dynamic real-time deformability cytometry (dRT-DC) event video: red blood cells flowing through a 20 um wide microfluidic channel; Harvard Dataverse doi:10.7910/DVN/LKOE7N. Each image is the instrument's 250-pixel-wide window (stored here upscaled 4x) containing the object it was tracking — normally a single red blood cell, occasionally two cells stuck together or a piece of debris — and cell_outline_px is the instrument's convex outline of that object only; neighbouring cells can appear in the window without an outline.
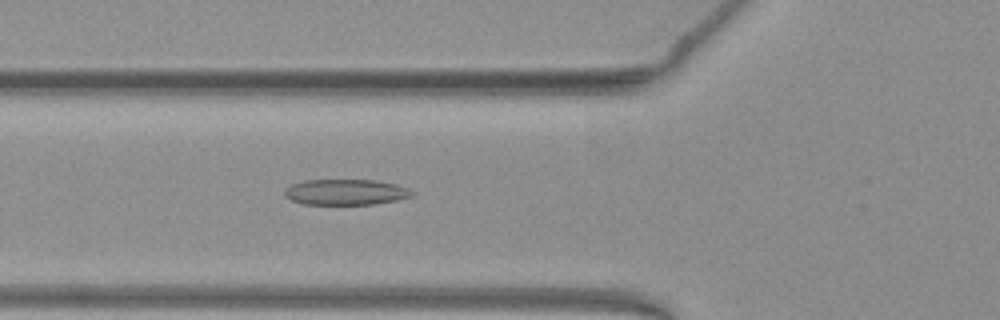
{"species": "common noctule bat (a hibernating species)", "species_latin": "Nyctalus noctula", "temperature_condition": "warm", "stored_images_in_passage": 38, "camera_frame_rate_fps": 3000, "um_per_image_px": 0.085, "animal": {"sex": "female", "body_mass_g": 19.3, "forearm_length_mm": 54.1}, "frame": {"image": 1, "passage_image": 9, "time_ms": 2.667, "image_size_px": [1000, 320], "cell_outline_px": [[416, 192], [412, 196], [396, 200], [376, 204], [304, 204], [292, 200], [284, 196], [284, 188], [292, 184], [304, 180], [376, 180], [396, 184], [408, 188]], "centroid_in_image_um": [29.39, 16.32], "position_along_channel_um": 96.4, "area_um2": 19.19}}
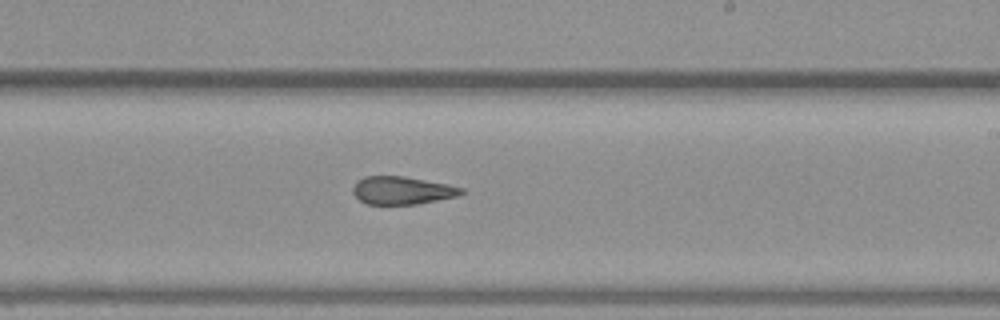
{"frame": {"image": 2, "passage_image": 21, "time_ms": 6.667, "image_size_px": [1000, 320], "cell_outline_px": [[468, 192], [460, 196], [416, 204], [368, 204], [360, 200], [352, 192], [352, 188], [356, 180], [364, 176], [404, 176], [448, 184], [464, 188]], "centroid_in_image_um": [34.22, 16.18], "position_along_channel_um": 254.8, "area_um2": 17.86}}
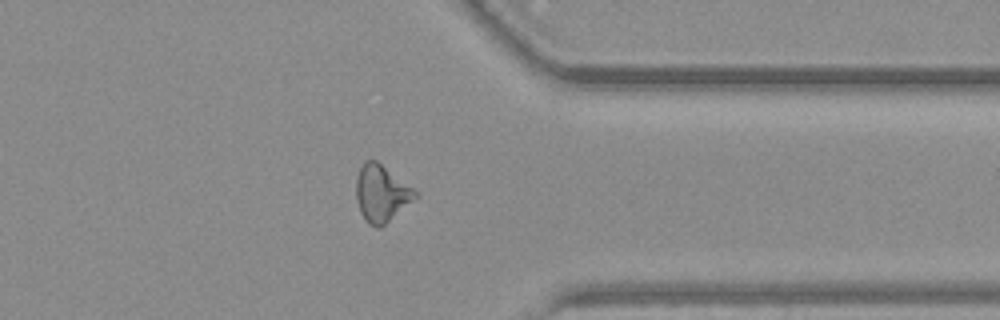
{"frame": {"image": 3, "passage_image": 31, "time_ms": 10.0, "image_size_px": [1000, 320], "cell_outline_px": [[420, 196], [380, 228], [376, 228], [368, 224], [360, 212], [356, 200], [356, 176], [364, 160], [376, 160], [420, 192]], "centroid_in_image_um": [32.45, 16.44], "position_along_channel_um": 379.0, "area_um2": 19.94}, "authors_computed_cell_mechanics": {"area_um2": 18.6983, "velocity_mm_per_s": 3.9495, "shape_relaxation_time_tau1_ms": null, "shape_relaxation_time_tau2_ms": 2.4678, "deformation_change_tau1": null, "deformation_change_tau2": 0.1231}}